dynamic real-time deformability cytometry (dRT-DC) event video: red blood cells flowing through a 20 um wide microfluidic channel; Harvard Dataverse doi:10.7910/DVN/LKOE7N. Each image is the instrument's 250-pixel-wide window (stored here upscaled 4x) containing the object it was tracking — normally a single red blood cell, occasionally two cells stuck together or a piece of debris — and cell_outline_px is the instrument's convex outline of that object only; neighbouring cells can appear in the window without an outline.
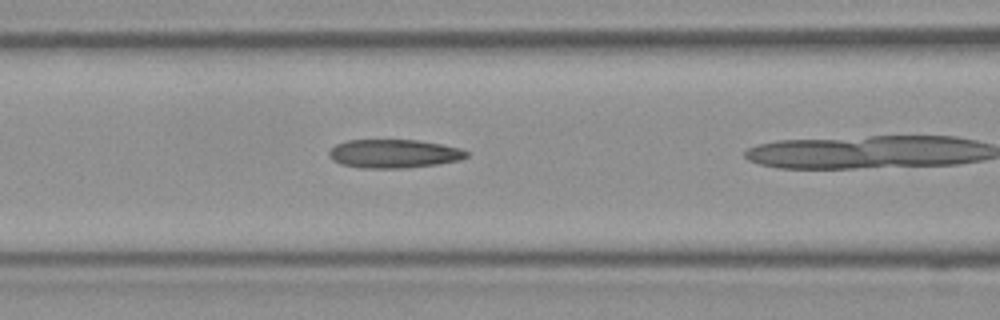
{"species": "Egyptian fruit bat (a non-hibernating species)", "species_latin": "Rousettus aegyptiacus", "temperature_condition": "room temperature", "stored_images_in_passage": 20, "camera_frame_rate_fps": 3000, "um_per_image_px": 0.085, "frame": {"image": 1, "passage_image": 8, "time_ms": 2.333, "image_size_px": [1000, 320], "cell_outline_px": [[472, 152], [468, 156], [460, 160], [436, 164], [404, 168], [364, 168], [340, 164], [332, 160], [328, 156], [328, 152], [336, 144], [348, 140], [420, 140], [460, 148]], "centroid_in_image_um": [33.49, 13.06], "position_along_channel_um": 133.1, "area_um2": 23.0}}
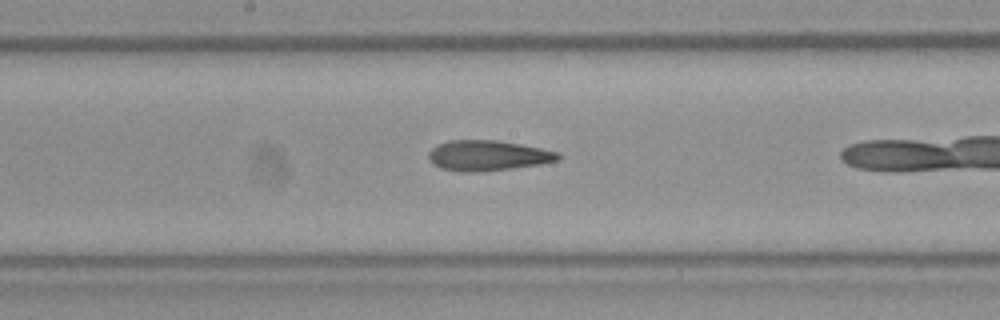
{"frame": {"image": 2, "passage_image": 13, "time_ms": 4.0, "image_size_px": [1000, 320], "cell_outline_px": [[560, 160], [540, 164], [512, 168], [476, 172], [460, 172], [440, 168], [432, 164], [428, 160], [428, 152], [436, 144], [448, 140], [496, 140], [520, 144], [560, 152]], "centroid_in_image_um": [41.42, 13.22], "position_along_channel_um": 206.8, "area_um2": 23.12}}
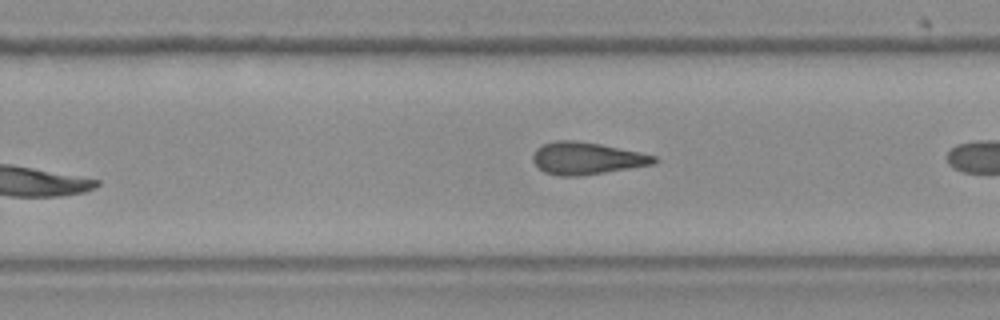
{"frame": {"image": 3, "passage_image": 18, "time_ms": 5.667, "image_size_px": [1000, 320], "cell_outline_px": [[660, 160], [656, 164], [580, 176], [560, 176], [544, 172], [532, 160], [532, 156], [536, 148], [540, 144], [556, 140], [576, 140], [600, 144], [640, 152], [656, 156]], "centroid_in_image_um": [49.87, 13.45], "position_along_channel_um": 279.9, "area_um2": 22.95}}